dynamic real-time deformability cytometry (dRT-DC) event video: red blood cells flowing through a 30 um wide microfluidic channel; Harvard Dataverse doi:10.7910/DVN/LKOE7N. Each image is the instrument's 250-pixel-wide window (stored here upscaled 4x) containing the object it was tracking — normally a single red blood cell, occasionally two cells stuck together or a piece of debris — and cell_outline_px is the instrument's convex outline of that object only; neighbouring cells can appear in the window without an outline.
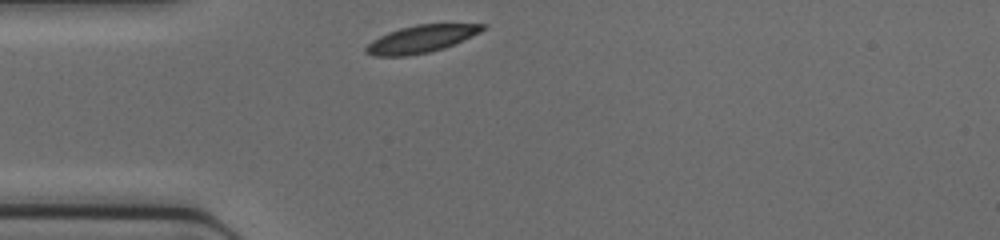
{"species": "common noctule bat (a hibernating species)", "species_latin": "Nyctalus noctula", "temperature_condition": "cold", "stored_images_in_passage": 26, "camera_frame_rate_fps": 3000, "um_per_image_px": 0.085, "animal": {"sex": "female", "body_mass_g": 17.0, "forearm_length_mm": 48.0}, "frame": {"image": 1, "passage_image": 1, "time_ms": 0.0, "image_size_px": [1000, 240], "cell_outline_px": [[488, 24], [480, 32], [444, 48], [428, 52], [408, 56], [372, 56], [364, 52], [364, 48], [372, 40], [388, 32], [400, 28], [416, 24]], "centroid_in_image_um": [35.74, 3.32], "position_along_channel_um": 49.3, "area_um2": 18.5}}
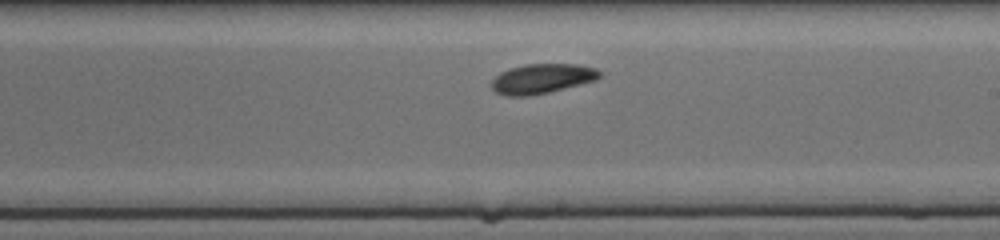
{"frame": {"image": 2, "passage_image": 15, "time_ms": 4.667, "image_size_px": [1000, 240], "cell_outline_px": [[600, 76], [596, 80], [548, 92], [528, 96], [504, 96], [496, 92], [492, 88], [492, 80], [500, 72], [508, 68], [524, 64], [580, 64], [596, 68], [600, 72]], "centroid_in_image_um": [46.05, 6.67], "position_along_channel_um": 243.0, "area_um2": 18.73}}
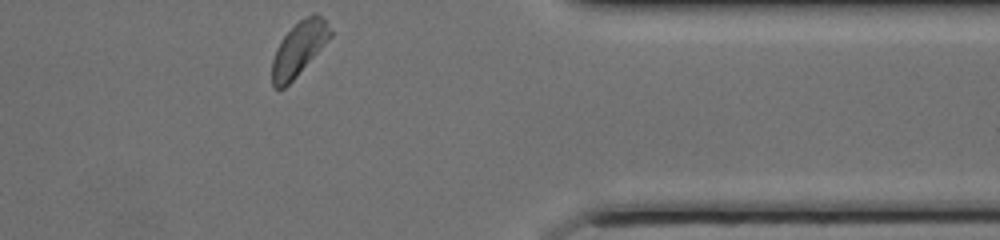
{"frame": {"image": 3, "passage_image": 26, "time_ms": 8.333, "image_size_px": [1000, 240], "cell_outline_px": [[332, 36], [296, 76], [284, 88], [276, 88], [272, 84], [272, 60], [276, 48], [280, 40], [300, 20], [312, 12], [316, 12], [324, 20], [332, 32]], "centroid_in_image_um": [25.39, 4.12], "position_along_channel_um": 386.0, "area_um2": 17.92}}